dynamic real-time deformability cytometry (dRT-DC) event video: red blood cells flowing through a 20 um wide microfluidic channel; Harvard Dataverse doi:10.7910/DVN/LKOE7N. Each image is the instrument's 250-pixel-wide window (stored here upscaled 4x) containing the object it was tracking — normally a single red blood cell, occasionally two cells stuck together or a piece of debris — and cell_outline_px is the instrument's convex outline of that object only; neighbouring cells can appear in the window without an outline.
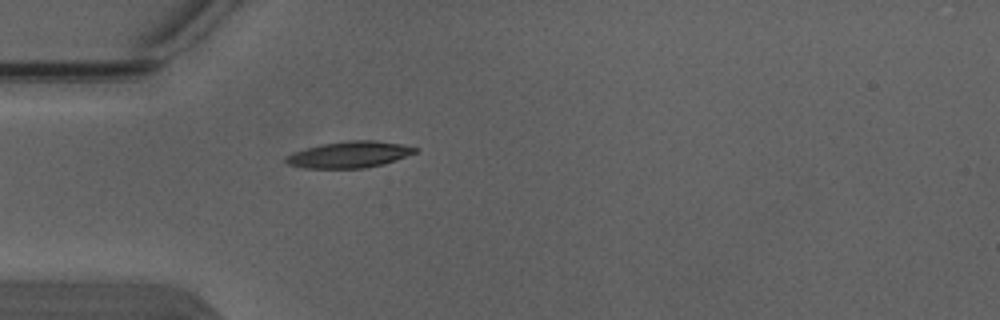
{"species": "Egyptian fruit bat (a non-hibernating species)", "species_latin": "Rousettus aegyptiacus", "temperature_condition": "warm", "stored_images_in_passage": 1, "camera_frame_rate_fps": 3000, "um_per_image_px": 0.085, "animal": {"sex": "male"}, "frame": {"image": 1, "passage_image": 1, "time_ms": 0.0, "image_size_px": [1000, 320], "cell_outline_px": [[420, 148], [416, 152], [396, 160], [384, 164], [364, 168], [304, 168], [288, 164], [284, 160], [284, 156], [292, 152], [320, 144], [348, 140], [372, 140], [400, 144]], "centroid_in_image_um": [29.66, 13.14], "position_along_channel_um": 55.3, "area_um2": 19.94}}